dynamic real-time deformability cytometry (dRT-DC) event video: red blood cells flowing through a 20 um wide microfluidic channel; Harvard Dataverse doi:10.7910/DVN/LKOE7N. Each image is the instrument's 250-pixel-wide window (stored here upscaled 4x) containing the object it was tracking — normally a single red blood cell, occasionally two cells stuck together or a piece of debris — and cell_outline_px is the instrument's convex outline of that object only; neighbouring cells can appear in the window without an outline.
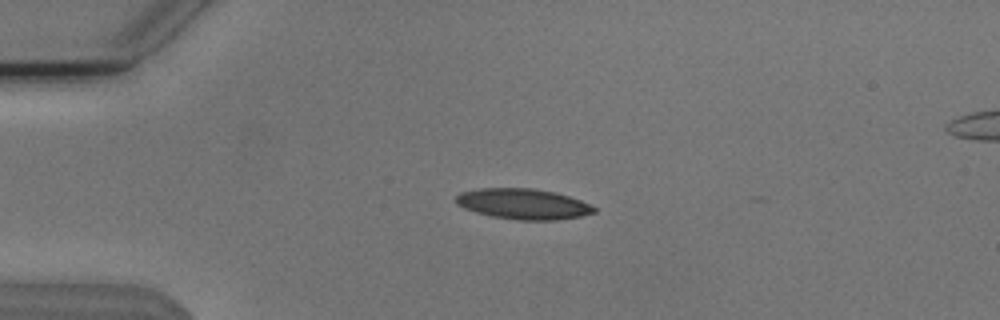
{"species": "Egyptian fruit bat (a non-hibernating species)", "species_latin": "Rousettus aegyptiacus", "temperature_condition": "cold", "stored_images_in_passage": 46, "camera_frame_rate_fps": 3000, "um_per_image_px": 0.085, "animal": {"sex": "male"}, "frame": {"image": 1, "passage_image": 5, "time_ms": 1.333, "image_size_px": [1000, 320], "cell_outline_px": [[596, 212], [580, 216], [556, 220], [516, 220], [492, 216], [476, 212], [464, 208], [456, 204], [456, 196], [460, 192], [480, 188], [532, 188], [556, 192], [580, 200], [596, 208]], "centroid_in_image_um": [44.45, 17.33], "position_along_channel_um": 40.5, "area_um2": 24.57}}
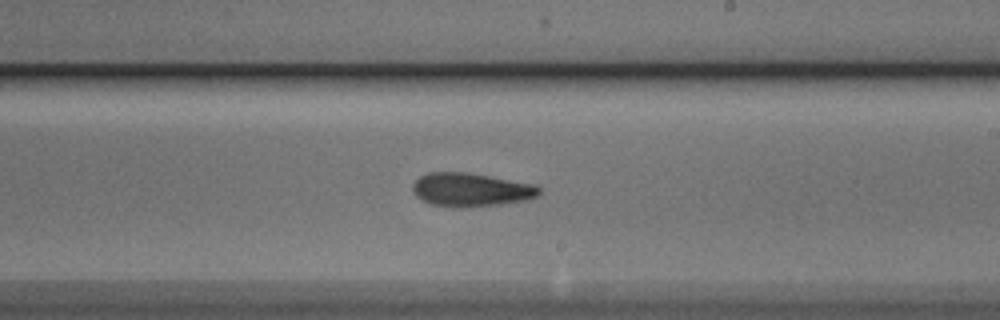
{"frame": {"image": 2, "passage_image": 24, "time_ms": 7.667, "image_size_px": [1000, 320], "cell_outline_px": [[540, 196], [524, 200], [500, 204], [452, 208], [428, 204], [420, 200], [412, 192], [412, 184], [420, 176], [428, 172], [468, 172], [532, 184], [540, 188]], "centroid_in_image_um": [39.96, 16.13], "position_along_channel_um": 249.0, "area_um2": 24.85}}
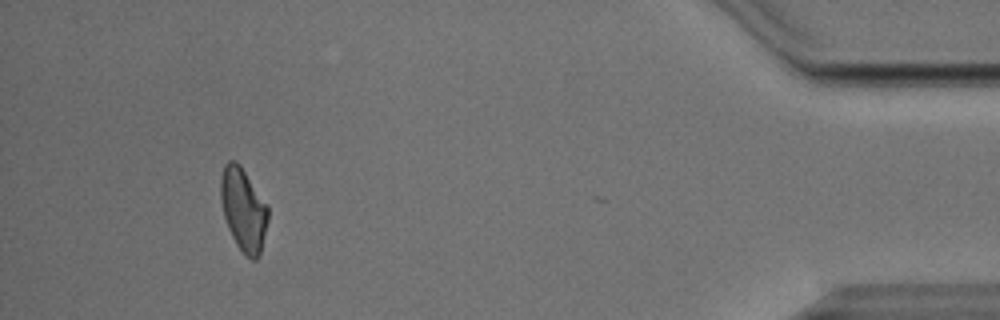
{"frame": {"image": 3, "passage_image": 42, "time_ms": 13.667, "image_size_px": [1000, 320], "cell_outline_px": [[268, 220], [260, 252], [256, 260], [252, 260], [236, 244], [228, 228], [224, 216], [220, 196], [220, 180], [224, 164], [228, 160], [236, 160], [240, 164], [268, 204]], "centroid_in_image_um": [20.69, 17.75], "position_along_channel_um": 414.5, "area_um2": 22.89}, "authors_computed_cell_mechanics": {"area_um2": 23.698, "velocity_mm_per_s": 3.8057, "shape_relaxation_time_tau1_ms": 6.4511, "shape_relaxation_time_tau2_ms": 5.21, "deformation_change_tau1": 0.1634, "deformation_change_tau2": 0.1479}}